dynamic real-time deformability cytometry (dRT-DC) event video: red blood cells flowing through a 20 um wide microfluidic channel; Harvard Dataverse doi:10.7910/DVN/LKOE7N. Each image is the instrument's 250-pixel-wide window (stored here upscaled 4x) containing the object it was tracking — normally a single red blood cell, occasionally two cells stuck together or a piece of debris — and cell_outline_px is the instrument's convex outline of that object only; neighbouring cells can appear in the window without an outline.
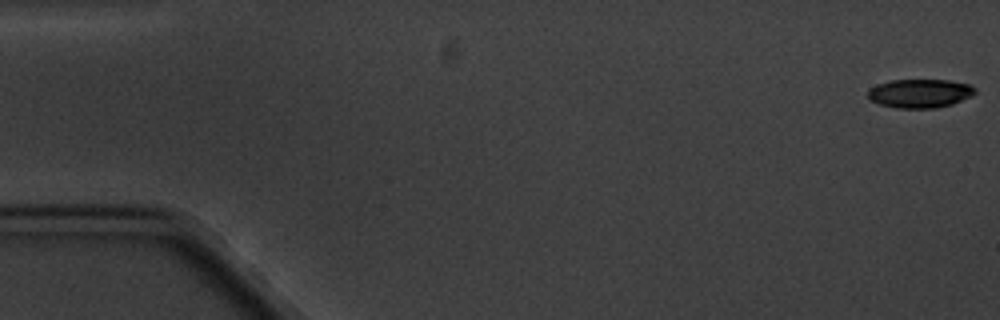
{"species": "common noctule bat (a hibernating species)", "species_latin": "Nyctalus noctula", "temperature_condition": "cold", "stored_images_in_passage": 11, "camera_frame_rate_fps": 3000, "um_per_image_px": 0.085, "animal": {"sex": "male", "body_mass_g": 20.1, "forearm_length_mm": 53.5}, "frame": {"image": 1, "passage_image": 1, "time_ms": 0.0, "image_size_px": [1000, 320], "cell_outline_px": [[976, 92], [972, 96], [952, 104], [936, 108], [896, 108], [880, 104], [868, 100], [868, 88], [876, 84], [888, 80], [948, 80], [968, 84], [976, 88]], "centroid_in_image_um": [78.16, 7.93], "position_along_channel_um": 6.8, "area_um2": 18.15}}
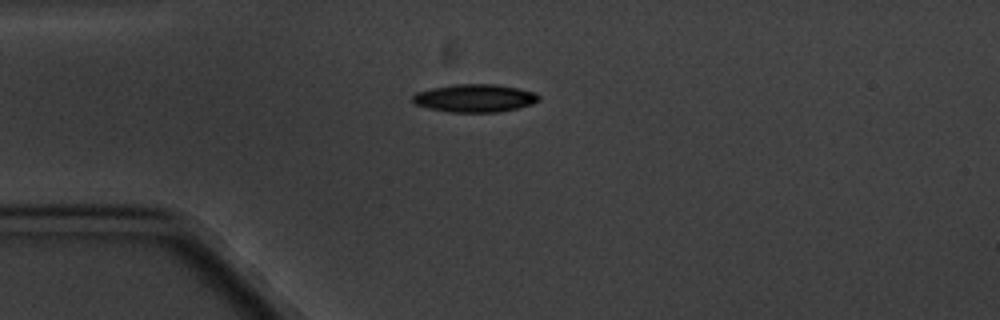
{"frame": {"image": 2, "passage_image": 5, "time_ms": 4.667, "image_size_px": [1000, 320], "cell_outline_px": [[540, 100], [532, 104], [500, 112], [448, 112], [428, 108], [412, 104], [412, 96], [416, 92], [432, 88], [456, 84], [496, 84], [536, 92], [540, 96]], "centroid_in_image_um": [40.34, 8.34], "position_along_channel_um": 44.7, "area_um2": 20.63}}